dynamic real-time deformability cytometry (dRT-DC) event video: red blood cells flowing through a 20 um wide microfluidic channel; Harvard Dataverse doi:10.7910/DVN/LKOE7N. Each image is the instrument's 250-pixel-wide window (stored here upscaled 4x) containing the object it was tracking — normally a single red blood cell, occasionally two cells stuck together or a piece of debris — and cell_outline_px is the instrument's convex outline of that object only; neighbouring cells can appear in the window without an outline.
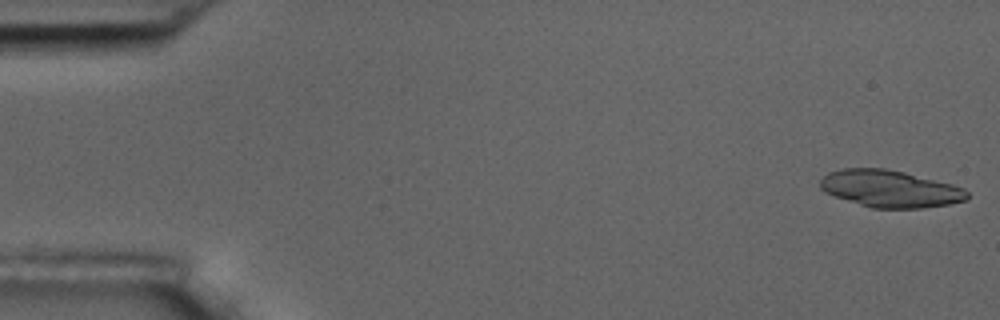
{"species": "common noctule bat (a hibernating species)", "species_latin": "Nyctalus noctula", "temperature_condition": "room temperature", "stored_images_in_passage": 6, "camera_frame_rate_fps": 3000, "um_per_image_px": 0.085, "animal": {"sex": "male", "body_mass_g": 17.5, "forearm_length_mm": 52.3}, "frame": {"image": 1, "passage_image": 1, "time_ms": 0.0, "image_size_px": [1000, 320], "cell_outline_px": [[968, 196], [964, 200], [948, 204], [924, 208], [872, 208], [824, 192], [820, 188], [820, 180], [828, 172], [844, 168], [884, 168], [904, 172], [952, 184], [964, 188], [968, 192]], "centroid_in_image_um": [75.64, 16.04], "position_along_channel_um": 9.4, "area_um2": 31.5}}
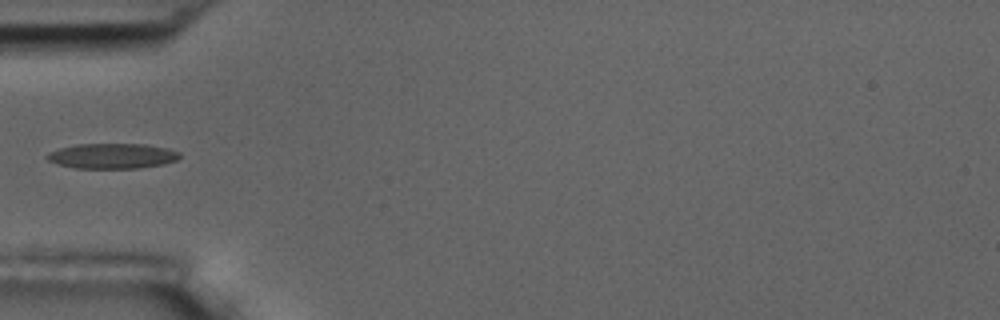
{"frame": {"image": 2, "passage_image": 6, "time_ms": 5.667, "image_size_px": [1000, 320], "cell_outline_px": [[180, 156], [176, 160], [164, 164], [136, 168], [76, 168], [56, 164], [48, 160], [44, 156], [48, 152], [60, 148], [76, 144], [144, 144], [164, 148], [180, 152]], "centroid_in_image_um": [9.49, 13.26], "position_along_channel_um": 75.5, "area_um2": 19.42}}